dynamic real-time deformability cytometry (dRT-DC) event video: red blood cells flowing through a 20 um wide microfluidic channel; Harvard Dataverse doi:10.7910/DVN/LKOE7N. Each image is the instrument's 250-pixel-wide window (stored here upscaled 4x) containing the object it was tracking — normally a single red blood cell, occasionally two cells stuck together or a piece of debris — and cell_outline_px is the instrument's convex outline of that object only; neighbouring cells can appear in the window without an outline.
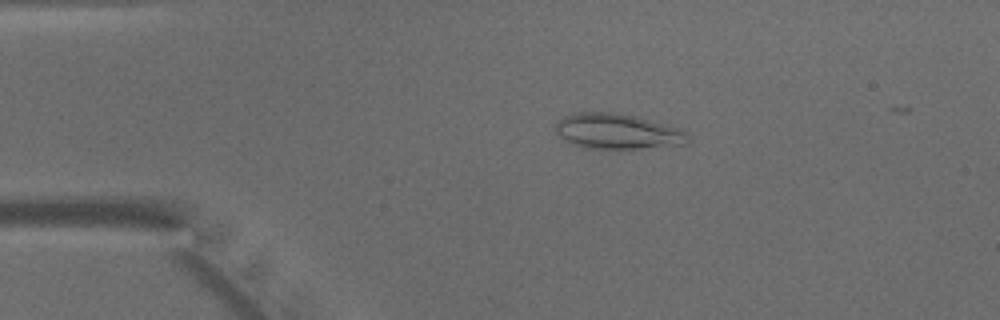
{"species": "common noctule bat (a hibernating species)", "species_latin": "Nyctalus noctula", "temperature_condition": "warm", "stored_images_in_passage": 30, "camera_frame_rate_fps": 3000, "um_per_image_px": 0.085, "animal": {"sex": "male", "body_mass_g": 15.6}, "frame": {"image": 1, "passage_image": 8, "time_ms": 2.333, "image_size_px": [1000, 320], "cell_outline_px": [[688, 144], [636, 148], [580, 148], [568, 144], [556, 132], [556, 124], [564, 116], [576, 112], [612, 112], [636, 116], [680, 128], [688, 132]], "centroid_in_image_um": [52.46, 11.17], "position_along_channel_um": 32.5, "area_um2": 27.34}}
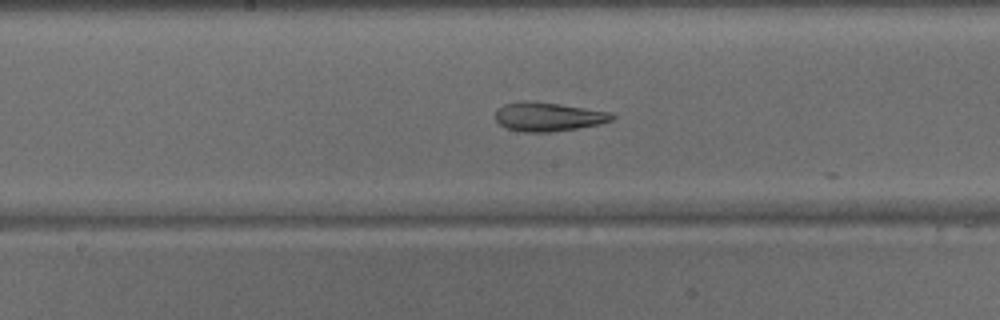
{"frame": {"image": 2, "passage_image": 23, "time_ms": 7.333, "image_size_px": [1000, 320], "cell_outline_px": [[616, 116], [612, 120], [600, 124], [576, 128], [548, 132], [524, 132], [508, 128], [500, 124], [496, 120], [496, 112], [504, 104], [524, 100], [560, 104], [612, 112]], "centroid_in_image_um": [46.63, 9.91], "position_along_channel_um": 201.6, "area_um2": 19.48}}
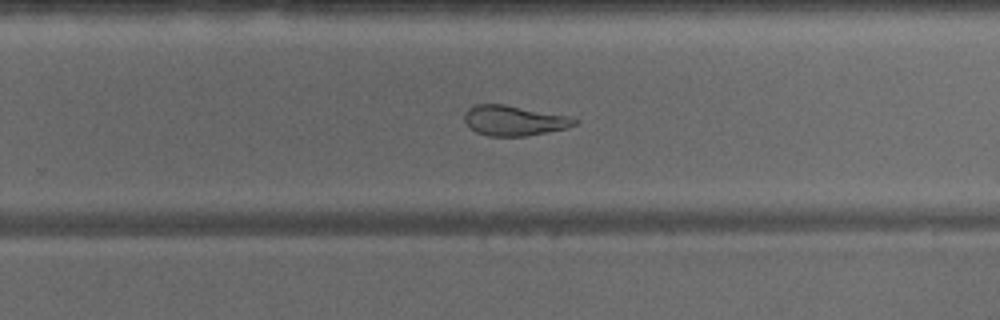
{"frame": {"image": 3, "passage_image": 29, "time_ms": 9.333, "image_size_px": [1000, 320], "cell_outline_px": [[580, 120], [576, 124], [568, 128], [548, 132], [524, 136], [488, 136], [476, 132], [464, 120], [464, 112], [472, 104], [504, 104], [568, 116]], "centroid_in_image_um": [43.69, 10.24], "position_along_channel_um": 286.1, "area_um2": 19.36}}